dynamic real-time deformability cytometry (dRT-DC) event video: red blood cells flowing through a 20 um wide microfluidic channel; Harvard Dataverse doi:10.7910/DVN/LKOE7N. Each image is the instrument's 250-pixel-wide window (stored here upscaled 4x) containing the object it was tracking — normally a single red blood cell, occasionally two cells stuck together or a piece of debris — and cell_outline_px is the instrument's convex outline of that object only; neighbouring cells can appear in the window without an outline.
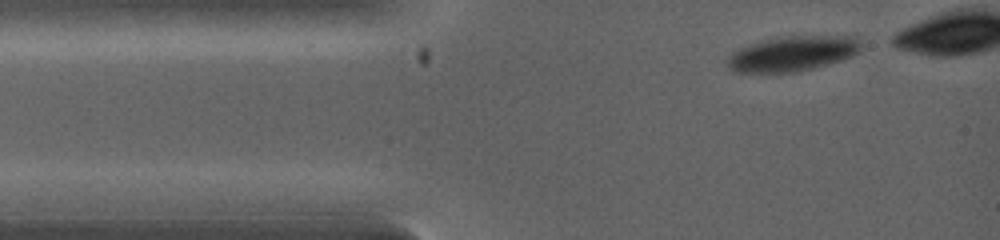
{"species": "common noctule bat (a hibernating species)", "species_latin": "Nyctalus noctula", "temperature_condition": "warm", "stored_images_in_passage": 9, "camera_frame_rate_fps": 5000, "um_per_image_px": 0.085, "animal": {"sex": "female", "body_mass_g": 19.0, "forearm_length_mm": 53.3}, "frame": {"image": 1, "passage_image": 1, "time_ms": 0.0, "image_size_px": [1000, 240], "cell_outline_px": [[860, 52], [852, 56], [828, 64], [796, 72], [732, 72], [724, 64], [724, 60], [732, 52], [740, 48], [760, 40], [776, 36], [856, 36], [860, 40]], "centroid_in_image_um": [67.3, 4.55], "position_along_channel_um": 17.7, "area_um2": 27.69}}
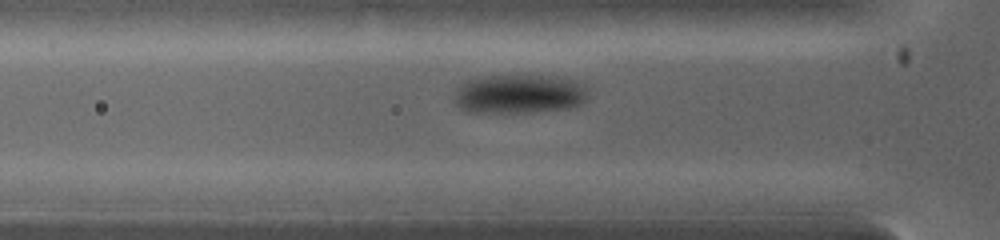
{"frame": {"image": 2, "passage_image": 6, "time_ms": 1.8, "image_size_px": [1000, 240], "cell_outline_px": [[588, 96], [580, 104], [564, 108], [524, 112], [468, 112], [460, 108], [456, 104], [456, 88], [464, 80], [472, 76], [568, 76], [584, 84], [588, 88]], "centroid_in_image_um": [44.13, 7.95], "position_along_channel_um": 81.7, "area_um2": 30.75}}
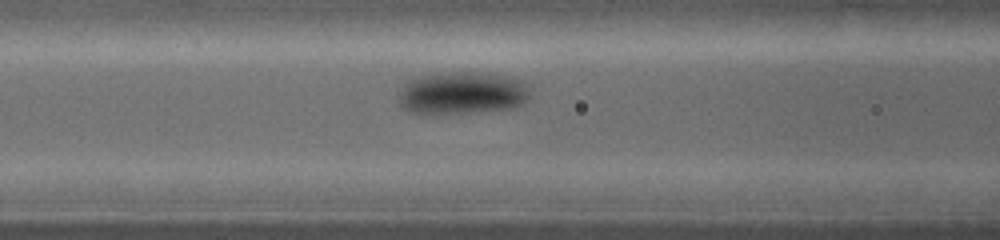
{"frame": {"image": 3, "passage_image": 8, "time_ms": 2.6, "image_size_px": [1000, 240], "cell_outline_px": [[528, 100], [524, 104], [512, 108], [468, 112], [412, 112], [404, 108], [400, 104], [400, 96], [404, 84], [408, 80], [420, 76], [440, 72], [492, 72], [524, 80], [528, 88]], "centroid_in_image_um": [39.36, 7.86], "position_along_channel_um": 127.2, "area_um2": 32.37}}